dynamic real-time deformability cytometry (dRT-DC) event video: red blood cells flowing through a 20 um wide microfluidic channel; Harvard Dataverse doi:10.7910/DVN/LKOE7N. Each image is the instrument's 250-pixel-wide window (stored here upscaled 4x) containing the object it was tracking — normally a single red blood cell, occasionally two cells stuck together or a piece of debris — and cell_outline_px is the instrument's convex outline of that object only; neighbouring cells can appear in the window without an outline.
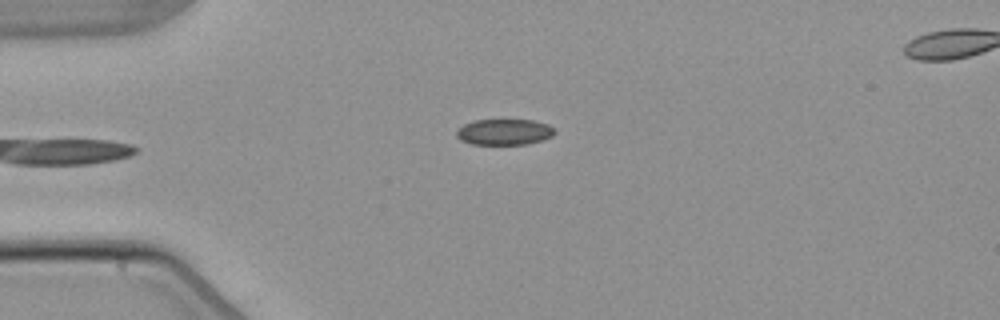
{"species": "common noctule bat (a hibernating species)", "species_latin": "Nyctalus noctula", "temperature_condition": "warm", "stored_images_in_passage": 4, "camera_frame_rate_fps": 3000, "um_per_image_px": 0.085, "animal": {"sex": "male", "body_mass_g": 21.5, "forearm_length_mm": 52.0}, "frame": {"image": 1, "passage_image": 4, "time_ms": 4.667, "image_size_px": [1000, 320], "cell_outline_px": [[556, 132], [552, 136], [544, 140], [528, 144], [472, 144], [460, 140], [456, 136], [456, 132], [464, 124], [476, 120], [532, 120], [548, 124], [556, 128]], "centroid_in_image_um": [42.91, 11.22], "position_along_channel_um": 42.1, "area_um2": 14.91}}